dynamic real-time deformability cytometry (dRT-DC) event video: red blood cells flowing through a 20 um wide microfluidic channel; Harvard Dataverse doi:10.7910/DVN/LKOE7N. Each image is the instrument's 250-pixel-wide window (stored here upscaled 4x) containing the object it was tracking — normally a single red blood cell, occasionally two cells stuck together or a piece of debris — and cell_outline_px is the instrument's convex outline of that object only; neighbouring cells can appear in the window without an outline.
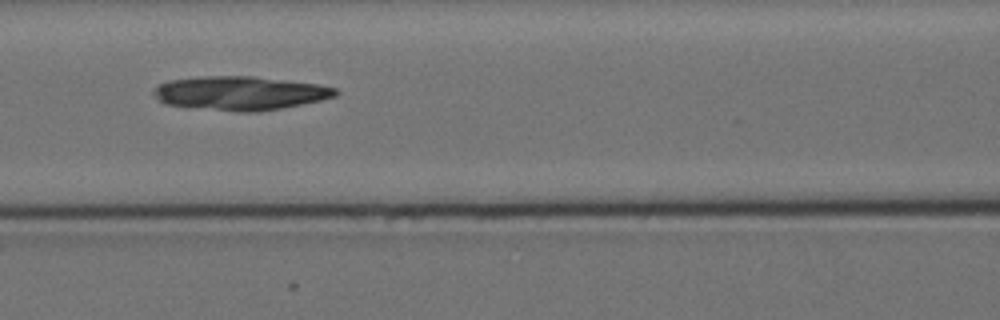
{"species": "Egyptian fruit bat (a non-hibernating species)", "species_latin": "Rousettus aegyptiacus", "temperature_condition": "cold", "stored_images_in_passage": 7, "camera_frame_rate_fps": 3000, "um_per_image_px": 0.085, "animal": {"sex": "female"}, "frame": {"image": 1, "passage_image": 6, "time_ms": 7.0, "image_size_px": [1000, 320], "cell_outline_px": [[340, 92], [336, 96], [320, 100], [280, 108], [256, 112], [236, 112], [164, 104], [152, 92], [160, 84], [168, 80], [204, 76], [252, 76], [320, 84], [336, 88]], "centroid_in_image_um": [20.43, 7.91], "position_along_channel_um": 146.2, "area_um2": 35.72}}
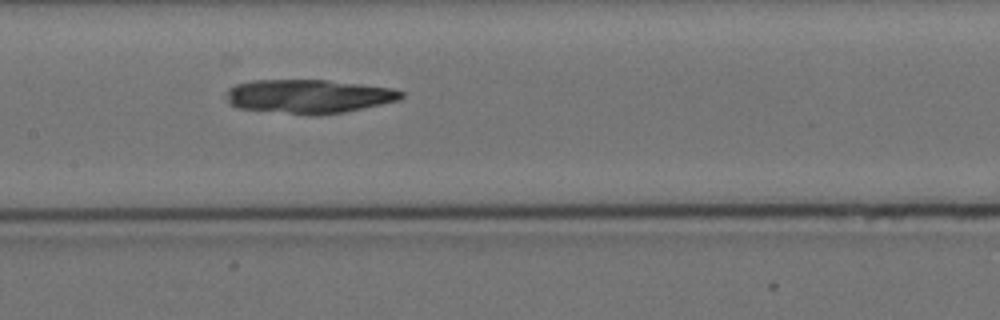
{"frame": {"image": 2, "passage_image": 7, "time_ms": 8.0, "image_size_px": [1000, 320], "cell_outline_px": [[404, 96], [400, 100], [364, 108], [344, 112], [320, 116], [236, 108], [228, 104], [224, 96], [224, 92], [228, 88], [236, 84], [252, 80], [328, 80], [392, 88], [404, 92]], "centroid_in_image_um": [26.19, 8.19], "position_along_channel_um": 181.2, "area_um2": 34.91}}